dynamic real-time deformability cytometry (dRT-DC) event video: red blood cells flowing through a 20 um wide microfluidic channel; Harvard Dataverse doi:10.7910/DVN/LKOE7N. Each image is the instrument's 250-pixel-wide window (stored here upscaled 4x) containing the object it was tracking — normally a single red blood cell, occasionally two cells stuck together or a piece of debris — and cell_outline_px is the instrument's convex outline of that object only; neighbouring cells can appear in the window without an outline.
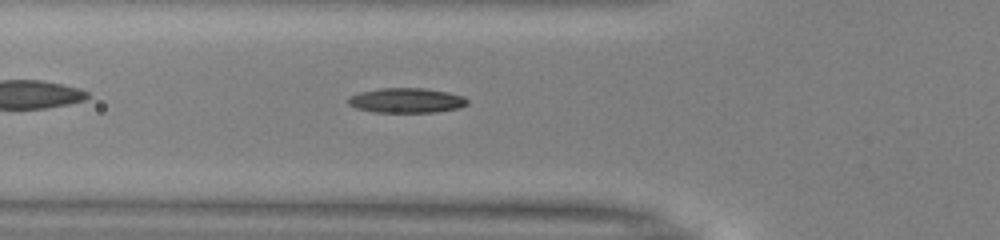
{"species": "common noctule bat (a hibernating species)", "species_latin": "Nyctalus noctula", "temperature_condition": "warm", "stored_images_in_passage": 37, "camera_frame_rate_fps": 3000, "um_per_image_px": 0.085, "animal": {"sex": "male", "body_mass_g": 13.0, "forearm_length_mm": 53.1}, "frame": {"image": 1, "passage_image": 6, "time_ms": 1.667, "image_size_px": [1000, 240], "cell_outline_px": [[468, 104], [460, 108], [436, 112], [376, 112], [356, 108], [348, 104], [348, 96], [360, 92], [380, 88], [424, 88], [448, 92], [464, 96], [468, 100]], "centroid_in_image_um": [34.56, 8.53], "position_along_channel_um": 91.2, "area_um2": 17.34}, "authors_computed_cell_mechanics": {"area_um2": 16.5308, "velocity_mm_per_s": 4.0244, "shape_relaxation_time_tau1_ms": 8.4998, "shape_relaxation_time_tau2_ms": 3.1316, "deformation_change_tau1": 0.2402, "deformation_change_tau2": 0.1226}}